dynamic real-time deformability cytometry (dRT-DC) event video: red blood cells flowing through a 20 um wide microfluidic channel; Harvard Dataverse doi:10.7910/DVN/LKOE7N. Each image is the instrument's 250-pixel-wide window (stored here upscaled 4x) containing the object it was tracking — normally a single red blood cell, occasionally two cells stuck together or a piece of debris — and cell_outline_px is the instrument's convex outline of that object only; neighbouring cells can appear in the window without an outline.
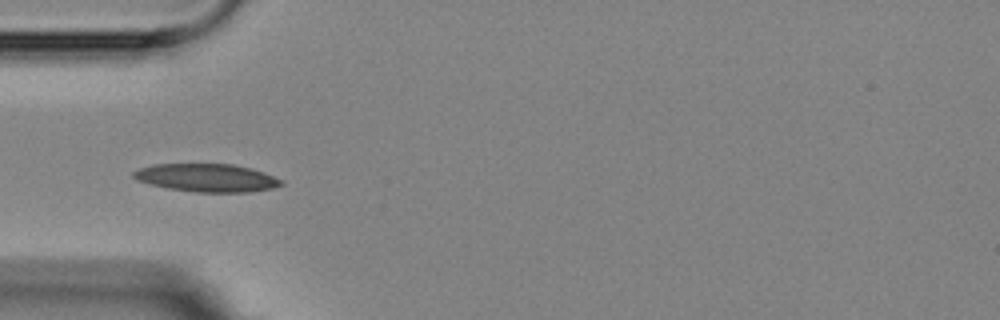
{"species": "Egyptian fruit bat (a non-hibernating species)", "species_latin": "Rousettus aegyptiacus", "temperature_condition": "room temperature", "stored_images_in_passage": 5, "camera_frame_rate_fps": 3000, "um_per_image_px": 0.085, "animal": {"sex": "female"}, "frame": {"image": 1, "passage_image": 4, "time_ms": 3.333, "image_size_px": [1000, 320], "cell_outline_px": [[284, 184], [272, 188], [248, 192], [196, 192], [168, 188], [148, 184], [136, 180], [132, 176], [132, 172], [140, 168], [152, 164], [232, 164], [252, 168], [264, 172], [284, 180]], "centroid_in_image_um": [17.58, 15.11], "position_along_channel_um": 67.4, "area_um2": 24.28}}
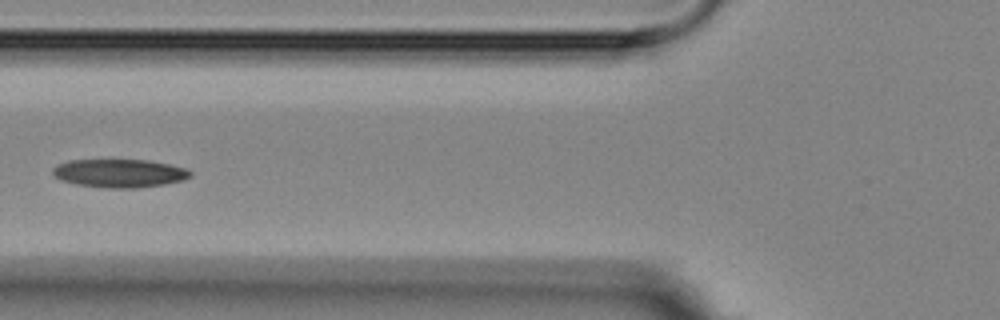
{"frame": {"image": 2, "passage_image": 5, "time_ms": 4.667, "image_size_px": [1000, 320], "cell_outline_px": [[192, 176], [184, 180], [164, 184], [136, 188], [104, 188], [76, 184], [60, 180], [52, 176], [52, 168], [56, 164], [68, 160], [148, 160], [188, 168], [192, 172]], "centroid_in_image_um": [10.13, 14.72], "position_along_channel_um": 115.7, "area_um2": 23.0}}